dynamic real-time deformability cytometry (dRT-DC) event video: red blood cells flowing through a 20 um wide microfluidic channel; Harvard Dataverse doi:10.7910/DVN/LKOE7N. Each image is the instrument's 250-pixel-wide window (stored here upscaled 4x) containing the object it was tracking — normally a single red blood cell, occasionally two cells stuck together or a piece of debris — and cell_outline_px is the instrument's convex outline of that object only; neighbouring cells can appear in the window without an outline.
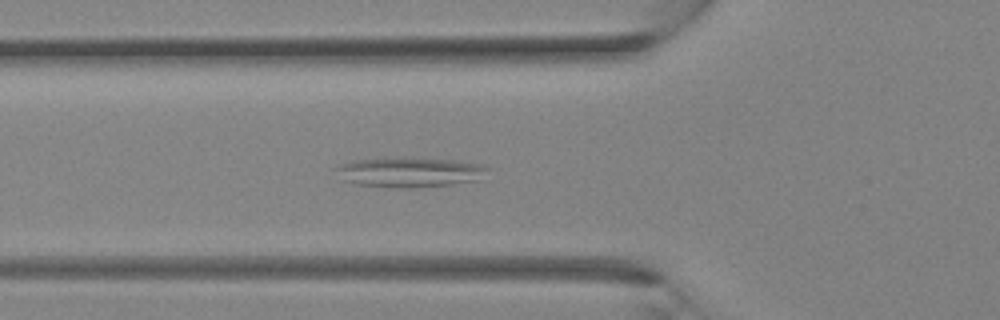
{"species": "Egyptian fruit bat (a non-hibernating species)", "species_latin": "Rousettus aegyptiacus", "temperature_condition": "room temperature", "stored_images_in_passage": 26, "camera_frame_rate_fps": 3000, "um_per_image_px": 0.085, "animal": {"sex": "female"}, "frame": {"image": 1, "passage_image": 7, "time_ms": 2.0, "image_size_px": [1000, 320], "cell_outline_px": [[488, 168], [476, 180], [452, 184], [412, 188], [396, 188], [356, 184], [344, 180], [336, 168], [340, 164], [352, 160], [400, 156], [404, 156], [452, 160], [480, 164]], "centroid_in_image_um": [34.76, 14.61], "position_along_channel_um": 91.0, "area_um2": 26.41}}
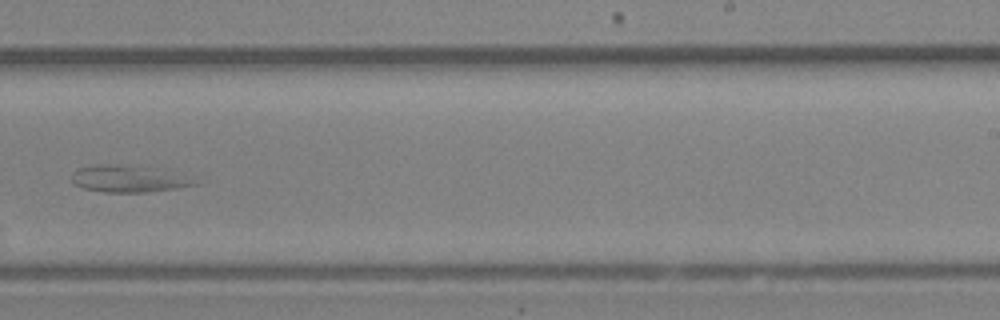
{"frame": {"image": 2, "passage_image": 17, "time_ms": 5.333, "image_size_px": [1000, 320], "cell_outline_px": [[200, 184], [176, 188], [148, 192], [104, 192], [84, 188], [76, 184], [72, 180], [72, 172], [76, 168], [92, 164], [116, 164], [152, 168]], "centroid_in_image_um": [10.71, 15.2], "position_along_channel_um": 278.3, "area_um2": 18.44}}
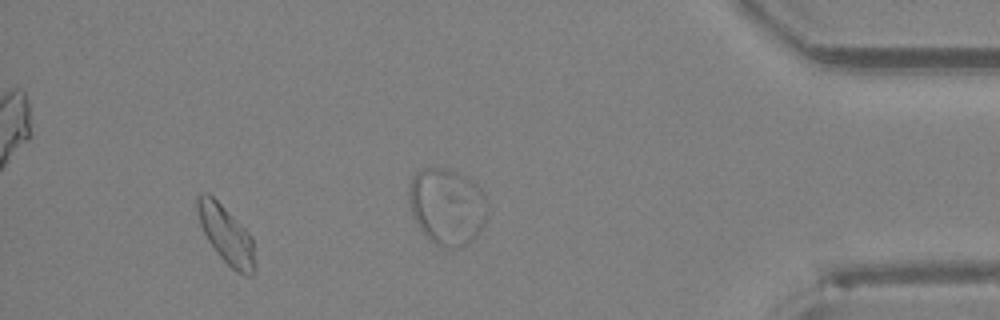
{"frame": {"image": 3, "passage_image": 25, "time_ms": 8.0, "image_size_px": [1000, 320], "cell_outline_px": [[256, 268], [252, 276], [244, 276], [236, 272], [216, 252], [208, 240], [200, 224], [196, 208], [196, 196], [200, 192], [208, 192], [252, 236], [256, 264]], "centroid_in_image_um": [19.23, 19.98], "position_along_channel_um": 416.0, "area_um2": 19.42}}